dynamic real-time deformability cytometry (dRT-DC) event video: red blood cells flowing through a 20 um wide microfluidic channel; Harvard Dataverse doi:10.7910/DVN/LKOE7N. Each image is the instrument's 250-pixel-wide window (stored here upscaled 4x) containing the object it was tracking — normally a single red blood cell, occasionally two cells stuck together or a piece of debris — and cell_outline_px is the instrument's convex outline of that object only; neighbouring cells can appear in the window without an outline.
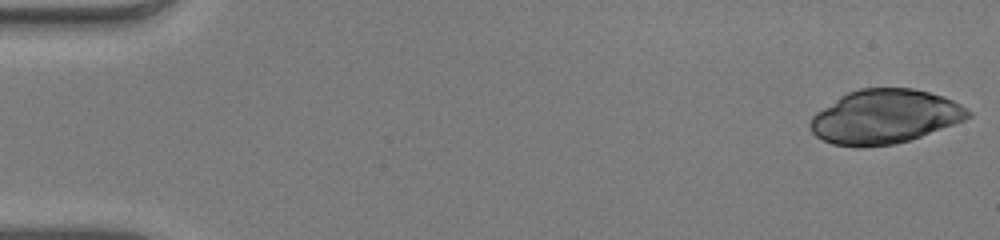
{"species": "human", "species_latin": "Homo sapiens", "temperature_condition": "warm", "stored_images_in_passage": 24, "camera_frame_rate_fps": 3000, "um_per_image_px": 0.085, "donor": {"sex": "male"}, "frame": {"image": 1, "passage_image": 1, "time_ms": 0.0, "image_size_px": [1000, 240], "cell_outline_px": [[972, 116], [964, 120], [920, 136], [908, 140], [892, 144], [864, 148], [856, 148], [832, 144], [816, 136], [812, 132], [808, 124], [812, 116], [816, 112], [840, 96], [848, 92], [860, 88], [912, 88], [944, 96], [968, 108], [972, 112]], "centroid_in_image_um": [75.18, 9.92], "position_along_channel_um": 9.8, "area_um2": 49.82}}
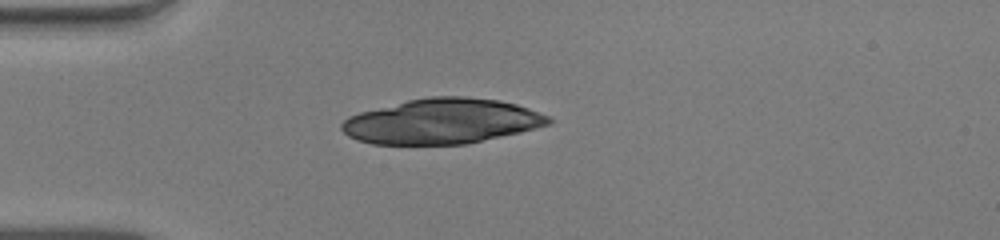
{"frame": {"image": 2, "passage_image": 14, "time_ms": 4.333, "image_size_px": [1000, 240], "cell_outline_px": [[552, 124], [520, 132], [468, 144], [372, 144], [356, 140], [348, 136], [340, 128], [340, 124], [348, 116], [360, 112], [408, 100], [432, 96], [464, 96], [500, 100], [516, 104], [528, 108], [548, 116], [552, 120]], "centroid_in_image_um": [37.56, 10.31], "position_along_channel_um": 47.4, "area_um2": 54.51}}